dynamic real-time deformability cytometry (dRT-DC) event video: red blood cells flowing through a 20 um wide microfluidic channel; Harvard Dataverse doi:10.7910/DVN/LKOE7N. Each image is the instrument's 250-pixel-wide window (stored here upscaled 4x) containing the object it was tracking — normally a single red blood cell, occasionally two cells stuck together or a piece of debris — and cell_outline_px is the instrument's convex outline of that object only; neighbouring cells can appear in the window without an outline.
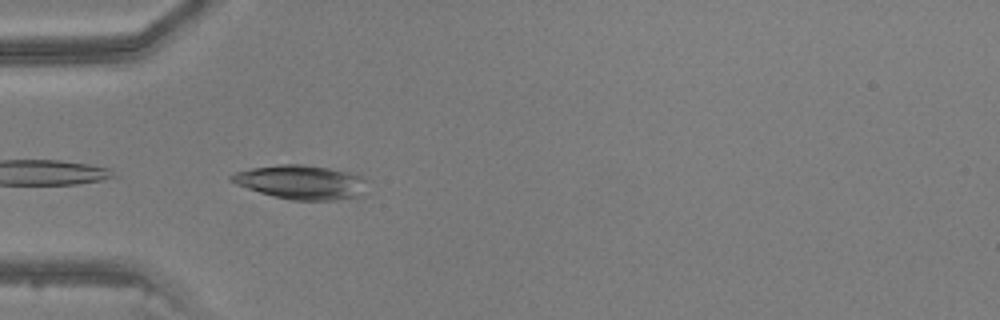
{"species": "common noctule bat (a hibernating species)", "species_latin": "Nyctalus noctula", "temperature_condition": "warm", "stored_images_in_passage": 9, "camera_frame_rate_fps": 3000, "um_per_image_px": 0.085, "animal": {"sex": "male", "body_mass_g": 20.5, "forearm_length_mm": 52.5}, "frame": {"image": 1, "passage_image": 1, "time_ms": 0.0, "image_size_px": [1000, 320], "cell_outline_px": [[364, 180], [360, 196], [332, 200], [292, 200], [272, 196], [236, 184], [228, 180], [228, 176], [236, 172], [252, 168], [280, 164], [300, 164], [328, 168], [348, 172], [364, 176]], "centroid_in_image_um": [25.53, 15.48], "position_along_channel_um": 59.5, "area_um2": 26.59}}